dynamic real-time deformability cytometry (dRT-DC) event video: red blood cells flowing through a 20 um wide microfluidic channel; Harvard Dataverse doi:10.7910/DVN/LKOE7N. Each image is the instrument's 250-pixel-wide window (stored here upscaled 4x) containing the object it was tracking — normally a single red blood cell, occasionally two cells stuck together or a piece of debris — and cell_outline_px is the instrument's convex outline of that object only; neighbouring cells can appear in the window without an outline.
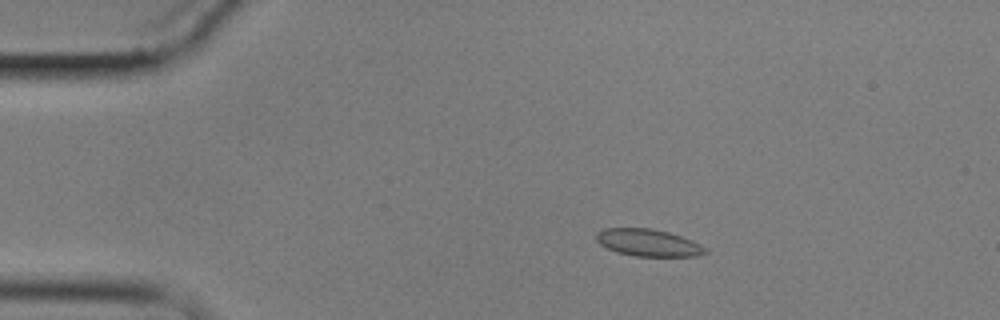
{"species": "common noctule bat (a hibernating species)", "species_latin": "Nyctalus noctula", "temperature_condition": "cold", "stored_images_in_passage": 5, "camera_frame_rate_fps": 3000, "um_per_image_px": 0.085, "animal": {"sex": "male", "body_mass_g": 17.9}, "frame": {"image": 1, "passage_image": 2, "time_ms": 1.333, "image_size_px": [1000, 320], "cell_outline_px": [[708, 252], [696, 256], [636, 256], [616, 252], [600, 244], [596, 240], [596, 232], [604, 228], [652, 228], [668, 232], [692, 240], [700, 244]], "centroid_in_image_um": [55.07, 20.62], "position_along_channel_um": 29.9, "area_um2": 17.17}}
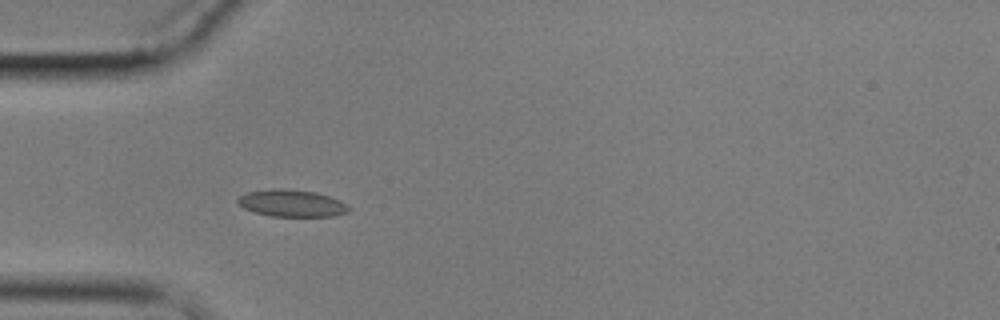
{"frame": {"image": 2, "passage_image": 4, "time_ms": 3.667, "image_size_px": [1000, 320], "cell_outline_px": [[352, 208], [348, 212], [336, 216], [272, 216], [256, 212], [244, 208], [236, 204], [236, 200], [240, 196], [248, 192], [272, 188], [280, 188], [316, 192], [340, 200], [348, 204]], "centroid_in_image_um": [24.82, 17.27], "position_along_channel_um": 60.2, "area_um2": 17.57}}
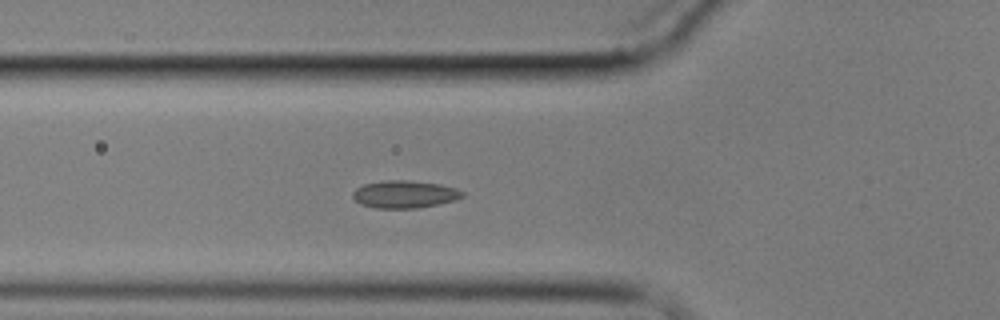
{"frame": {"image": 3, "passage_image": 5, "time_ms": 4.667, "image_size_px": [1000, 320], "cell_outline_px": [[464, 196], [456, 200], [416, 208], [376, 208], [360, 204], [352, 196], [352, 192], [356, 188], [364, 184], [384, 180], [408, 180], [440, 184], [456, 188], [464, 192]], "centroid_in_image_um": [34.38, 16.5], "position_along_channel_um": 91.4, "area_um2": 17.57}}